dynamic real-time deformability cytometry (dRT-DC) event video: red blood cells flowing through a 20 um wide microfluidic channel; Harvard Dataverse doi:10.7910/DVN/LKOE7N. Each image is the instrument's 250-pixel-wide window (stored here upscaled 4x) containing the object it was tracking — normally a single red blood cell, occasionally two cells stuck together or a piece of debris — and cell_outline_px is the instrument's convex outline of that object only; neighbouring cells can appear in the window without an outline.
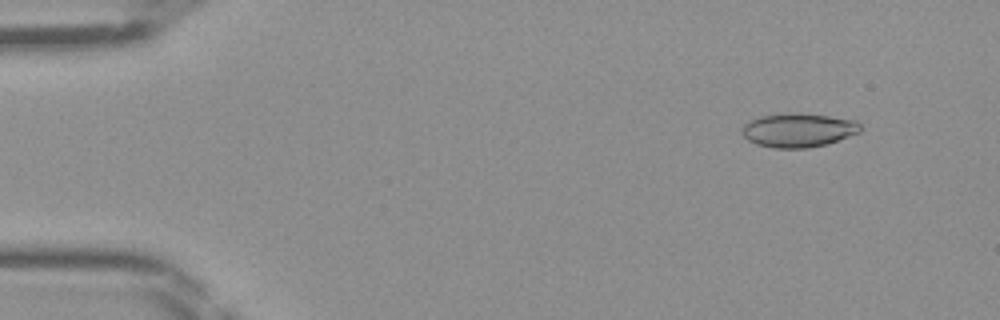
{"species": "Egyptian fruit bat (a non-hibernating species)", "species_latin": "Rousettus aegyptiacus", "temperature_condition": "room temperature", "stored_images_in_passage": 46, "camera_frame_rate_fps": 3000, "um_per_image_px": 0.085, "frame": {"image": 1, "passage_image": 5, "time_ms": 1.333, "image_size_px": [1000, 320], "cell_outline_px": [[864, 128], [860, 132], [824, 144], [808, 148], [772, 148], [756, 144], [748, 140], [740, 132], [740, 128], [748, 120], [760, 116], [788, 112], [796, 112], [828, 116], [856, 120]], "centroid_in_image_um": [67.81, 11.05], "position_along_channel_um": 17.2, "area_um2": 23.64}}
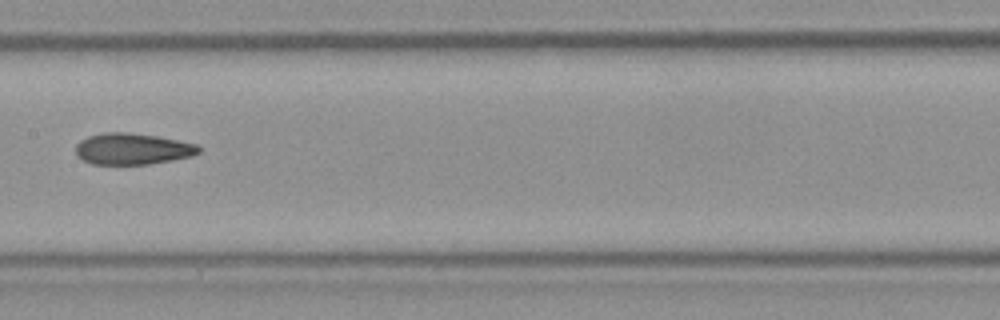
{"frame": {"image": 2, "passage_image": 24, "time_ms": 7.667, "image_size_px": [1000, 320], "cell_outline_px": [[200, 152], [192, 156], [172, 160], [148, 164], [92, 164], [76, 156], [76, 144], [80, 140], [88, 136], [104, 132], [128, 132], [156, 136], [196, 144], [200, 148]], "centroid_in_image_um": [11.23, 12.65], "position_along_channel_um": 196.2, "area_um2": 22.43}}
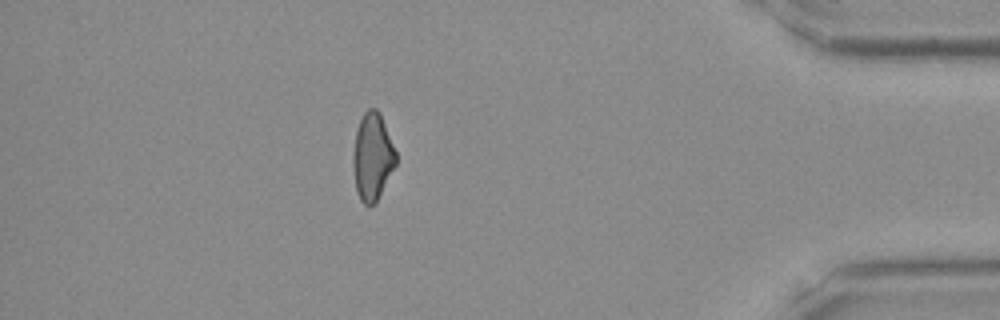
{"frame": {"image": 3, "passage_image": 41, "time_ms": 13.333, "image_size_px": [1000, 320], "cell_outline_px": [[396, 164], [376, 200], [368, 208], [360, 200], [356, 192], [352, 164], [352, 156], [356, 132], [360, 120], [364, 112], [368, 108], [376, 108], [380, 112], [396, 152]], "centroid_in_image_um": [31.63, 13.31], "position_along_channel_um": 403.6, "area_um2": 21.68}}